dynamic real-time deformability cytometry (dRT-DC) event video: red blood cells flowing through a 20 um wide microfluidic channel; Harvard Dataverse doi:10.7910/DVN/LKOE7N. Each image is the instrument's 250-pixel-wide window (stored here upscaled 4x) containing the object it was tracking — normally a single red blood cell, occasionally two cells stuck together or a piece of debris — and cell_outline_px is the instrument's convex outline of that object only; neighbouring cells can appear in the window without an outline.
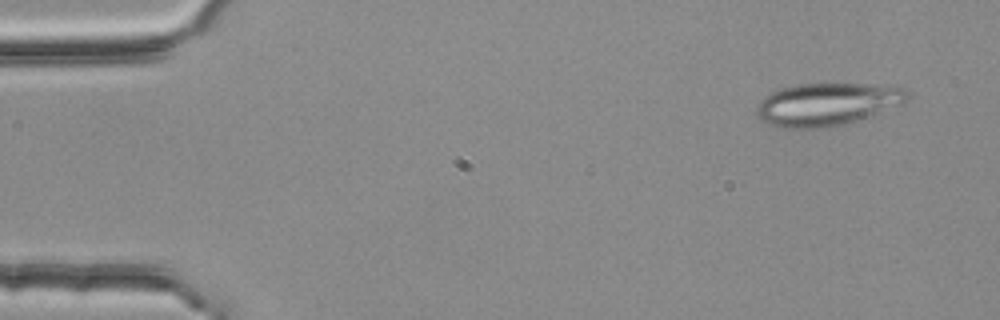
{"species": "common noctule bat (a hibernating species)", "species_latin": "Nyctalus noctula", "temperature_condition": "room temperature", "stored_images_in_passage": 4, "camera_frame_rate_fps": 3000, "um_per_image_px": 0.085, "animal": {"sex": "female", "body_mass_g": 25.1}, "frame": {"image": 1, "passage_image": 1, "time_ms": 0.0, "image_size_px": [1000, 320], "cell_outline_px": [[912, 96], [904, 104], [848, 124], [824, 128], [784, 128], [768, 124], [756, 112], [756, 108], [764, 96], [780, 88], [796, 84], [832, 80], [872, 84], [904, 88]], "centroid_in_image_um": [70.37, 8.81], "position_along_channel_um": 14.6, "area_um2": 38.84}}